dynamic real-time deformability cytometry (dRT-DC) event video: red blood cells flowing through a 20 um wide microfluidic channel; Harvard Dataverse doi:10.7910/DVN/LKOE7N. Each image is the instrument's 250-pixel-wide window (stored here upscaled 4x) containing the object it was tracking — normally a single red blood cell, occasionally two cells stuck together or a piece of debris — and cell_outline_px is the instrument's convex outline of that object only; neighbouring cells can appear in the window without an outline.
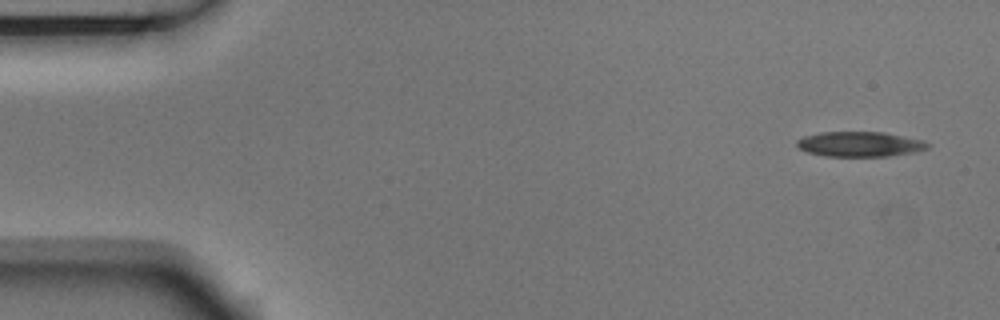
{"species": "Egyptian fruit bat (a non-hibernating species)", "species_latin": "Rousettus aegyptiacus", "temperature_condition": "room temperature", "stored_images_in_passage": 7, "camera_frame_rate_fps": 3000, "um_per_image_px": 0.085, "animal": {"sex": "male"}, "frame": {"image": 1, "passage_image": 1, "time_ms": 0.0, "image_size_px": [1000, 320], "cell_outline_px": [[928, 148], [912, 152], [888, 156], [824, 156], [808, 152], [796, 148], [796, 140], [804, 136], [820, 132], [884, 132], [924, 140], [928, 144]], "centroid_in_image_um": [73.03, 12.25], "position_along_channel_um": 12.0, "area_um2": 19.07}}
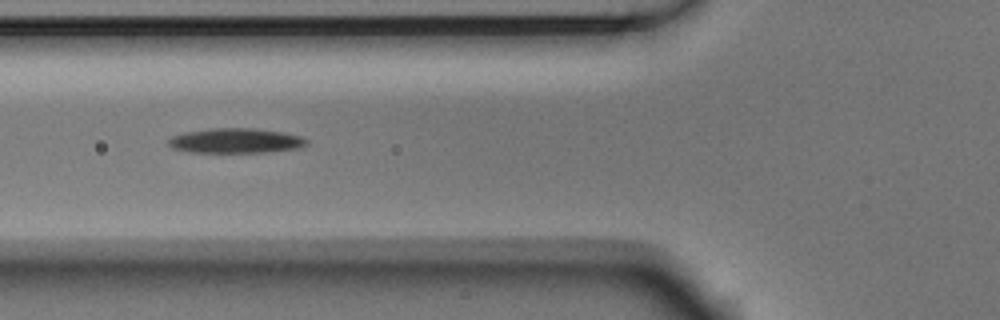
{"frame": {"image": 2, "passage_image": 6, "time_ms": 1.667, "image_size_px": [1000, 320], "cell_outline_px": [[308, 144], [300, 148], [264, 152], [188, 152], [172, 148], [168, 144], [168, 140], [172, 136], [184, 132], [208, 128], [256, 128], [280, 132], [300, 136], [308, 140]], "centroid_in_image_um": [20.01, 11.96], "position_along_channel_um": 105.8, "area_um2": 20.06}}
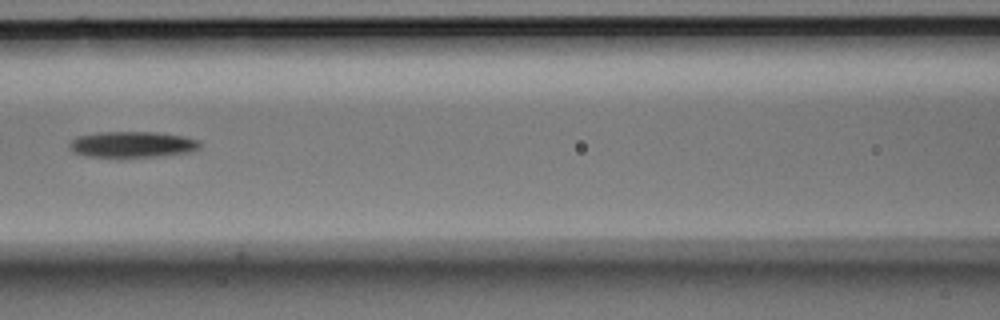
{"frame": {"image": 3, "passage_image": 7, "time_ms": 2.0, "image_size_px": [1000, 320], "cell_outline_px": [[200, 148], [188, 152], [160, 156], [120, 160], [84, 156], [72, 152], [68, 144], [76, 136], [100, 132], [156, 132], [184, 136], [200, 140]], "centroid_in_image_um": [11.19, 12.32], "position_along_channel_um": 155.4, "area_um2": 20.75}}